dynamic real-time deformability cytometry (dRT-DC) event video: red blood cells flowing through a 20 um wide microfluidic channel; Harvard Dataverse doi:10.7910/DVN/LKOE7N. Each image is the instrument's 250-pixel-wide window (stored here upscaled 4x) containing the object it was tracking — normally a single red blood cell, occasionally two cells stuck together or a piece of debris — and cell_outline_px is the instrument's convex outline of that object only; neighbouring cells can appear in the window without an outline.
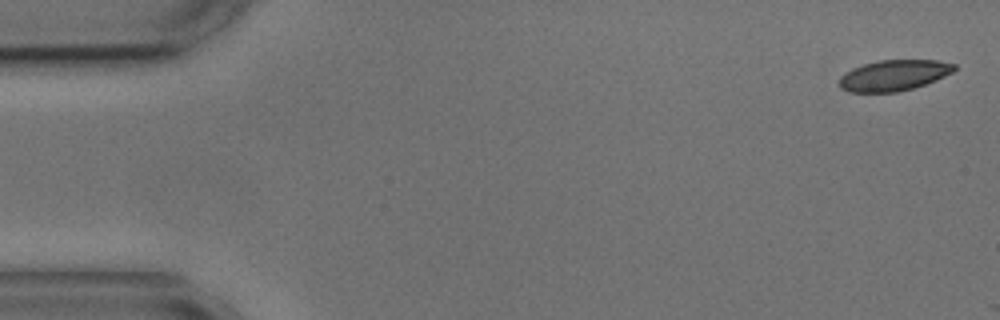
{"species": "common noctule bat (a hibernating species)", "species_latin": "Nyctalus noctula", "temperature_condition": "cold", "stored_images_in_passage": 4, "camera_frame_rate_fps": 3000, "um_per_image_px": 0.085, "animal": {"sex": "male", "body_mass_g": 17.9, "forearm_length_mm": 54.2}, "frame": {"image": 1, "passage_image": 1, "time_ms": 0.0, "image_size_px": [1000, 320], "cell_outline_px": [[956, 68], [952, 72], [936, 80], [912, 88], [896, 92], [848, 92], [840, 88], [840, 76], [844, 72], [852, 68], [876, 60], [936, 60], [956, 64]], "centroid_in_image_um": [75.95, 6.4], "position_along_channel_um": 9.1, "area_um2": 20.63}}
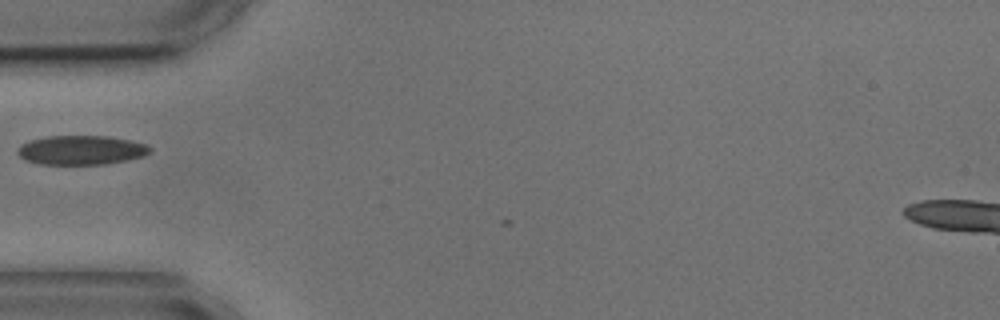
{"frame": {"image": 2, "passage_image": 3, "time_ms": 5.333, "image_size_px": [1000, 320], "cell_outline_px": [[152, 152], [144, 156], [128, 160], [104, 164], [40, 164], [24, 160], [16, 152], [20, 144], [28, 140], [48, 136], [108, 136], [132, 140], [148, 144], [152, 148]], "centroid_in_image_um": [6.92, 12.75], "position_along_channel_um": 78.1, "area_um2": 22.89}}